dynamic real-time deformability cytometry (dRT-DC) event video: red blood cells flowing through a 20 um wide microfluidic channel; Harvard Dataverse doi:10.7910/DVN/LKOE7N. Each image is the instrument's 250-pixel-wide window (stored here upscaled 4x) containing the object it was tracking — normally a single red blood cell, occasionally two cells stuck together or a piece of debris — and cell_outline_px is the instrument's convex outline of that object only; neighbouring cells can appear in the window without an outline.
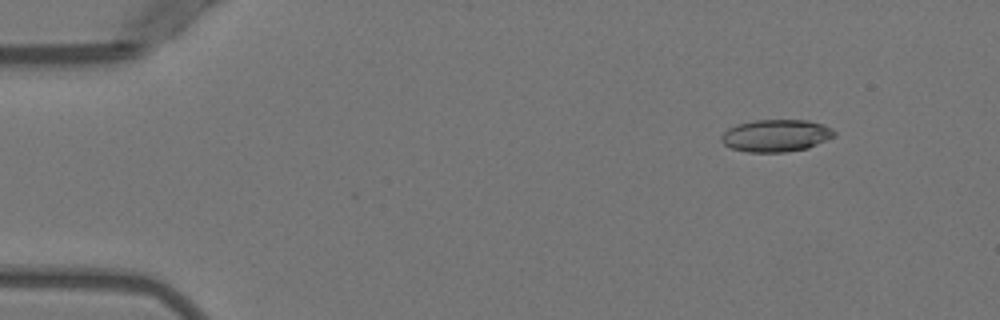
{"species": "Egyptian fruit bat (a non-hibernating species)", "species_latin": "Rousettus aegyptiacus", "temperature_condition": "warm", "stored_images_in_passage": 5, "camera_frame_rate_fps": 3000, "um_per_image_px": 0.085, "animal": {"sex": "female"}, "frame": {"image": 1, "passage_image": 1, "time_ms": 0.0, "image_size_px": [1000, 320], "cell_outline_px": [[836, 136], [808, 148], [784, 152], [748, 152], [732, 148], [724, 144], [720, 140], [720, 136], [728, 128], [736, 124], [756, 120], [808, 120], [824, 124], [832, 128], [836, 132]], "centroid_in_image_um": [65.98, 11.52], "position_along_channel_um": 19.0, "area_um2": 21.39}}
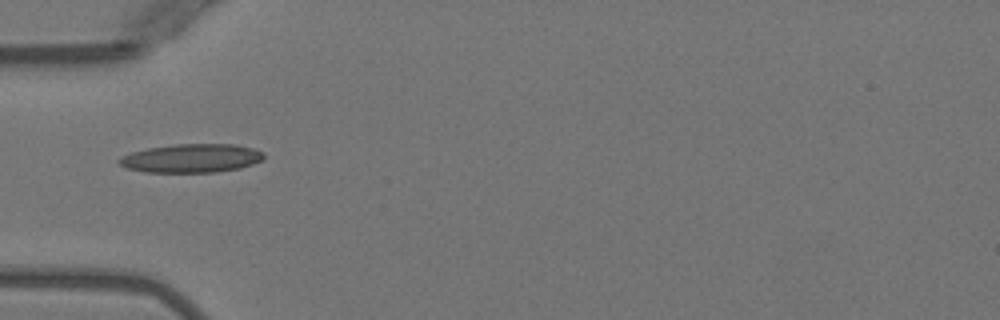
{"frame": {"image": 2, "passage_image": 4, "time_ms": 3.667, "image_size_px": [1000, 320], "cell_outline_px": [[264, 160], [240, 168], [216, 172], [144, 172], [128, 168], [120, 164], [116, 160], [120, 156], [132, 152], [148, 148], [176, 144], [236, 144], [252, 148], [264, 152]], "centroid_in_image_um": [16.28, 13.45], "position_along_channel_um": 68.7, "area_um2": 24.22}}
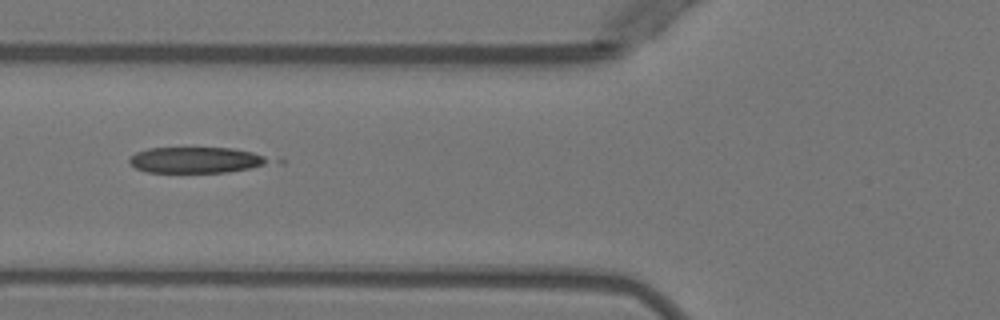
{"frame": {"image": 3, "passage_image": 5, "time_ms": 4.667, "image_size_px": [1000, 320], "cell_outline_px": [[284, 164], [228, 172], [148, 172], [136, 168], [128, 160], [128, 156], [136, 152], [148, 148], [232, 148], [252, 152], [284, 160]], "centroid_in_image_um": [16.96, 13.61], "position_along_channel_um": 108.8, "area_um2": 22.14}}